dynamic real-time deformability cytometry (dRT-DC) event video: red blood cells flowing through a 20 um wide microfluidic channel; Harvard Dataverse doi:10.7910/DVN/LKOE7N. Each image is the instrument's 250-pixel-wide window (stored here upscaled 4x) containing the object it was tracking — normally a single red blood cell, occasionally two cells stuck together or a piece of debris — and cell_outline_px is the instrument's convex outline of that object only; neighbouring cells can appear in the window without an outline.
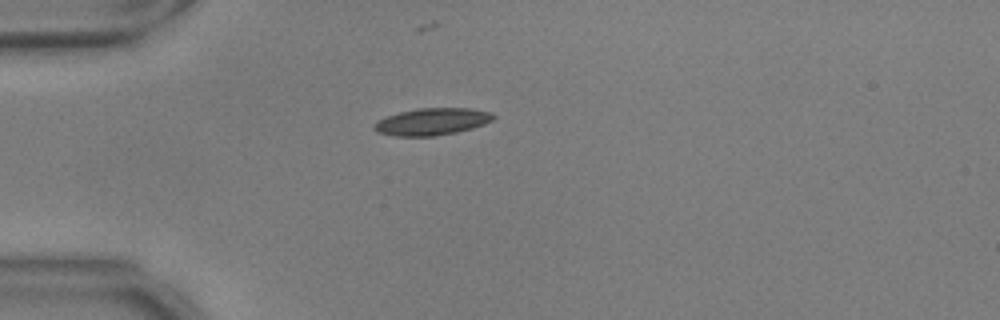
{"species": "common noctule bat (a hibernating species)", "species_latin": "Nyctalus noctula", "temperature_condition": "warm", "stored_images_in_passage": 30, "camera_frame_rate_fps": 3000, "um_per_image_px": 0.085, "animal": {"sex": "male", "body_mass_g": 17.9, "forearm_length_mm": 54.2}, "frame": {"image": 1, "passage_image": 1, "time_ms": 0.0, "image_size_px": [1000, 320], "cell_outline_px": [[496, 116], [492, 120], [484, 124], [472, 128], [456, 132], [432, 136], [396, 136], [376, 132], [372, 128], [376, 120], [400, 112], [420, 108], [472, 108], [492, 112]], "centroid_in_image_um": [36.72, 10.33], "position_along_channel_um": 48.3, "area_um2": 18.79}}
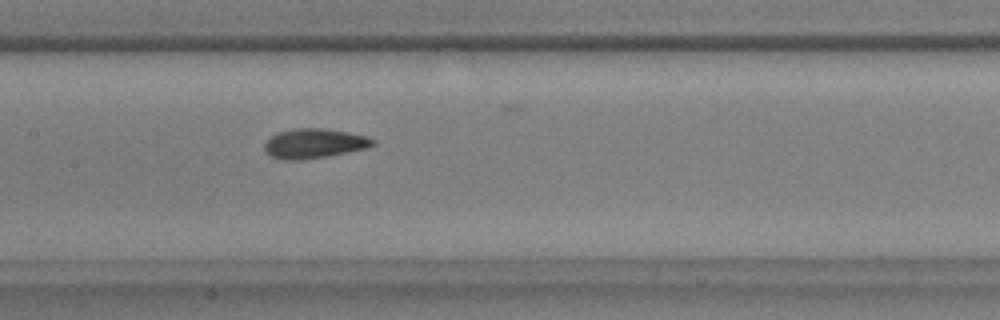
{"frame": {"image": 2, "passage_image": 13, "time_ms": 4.0, "image_size_px": [1000, 320], "cell_outline_px": [[376, 144], [368, 148], [328, 156], [300, 160], [284, 160], [272, 156], [264, 148], [264, 144], [272, 136], [280, 132], [296, 128], [320, 128], [348, 132], [368, 136], [376, 140]], "centroid_in_image_um": [26.77, 12.19], "position_along_channel_um": 180.6, "area_um2": 18.61}}